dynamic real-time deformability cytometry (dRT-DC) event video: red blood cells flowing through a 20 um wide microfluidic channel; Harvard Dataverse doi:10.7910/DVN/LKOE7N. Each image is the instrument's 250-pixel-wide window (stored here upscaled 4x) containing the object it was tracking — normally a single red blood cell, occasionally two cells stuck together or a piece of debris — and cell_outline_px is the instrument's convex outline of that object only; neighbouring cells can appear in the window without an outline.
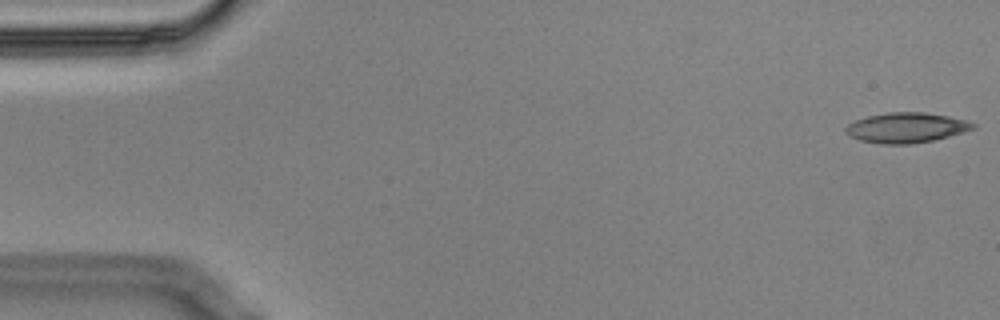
{"species": "Egyptian fruit bat (a non-hibernating species)", "species_latin": "Rousettus aegyptiacus", "temperature_condition": "cold", "stored_images_in_passage": 6, "camera_frame_rate_fps": 3000, "um_per_image_px": 0.085, "animal": {"sex": "male"}, "frame": {"image": 1, "passage_image": 1, "time_ms": 0.0, "image_size_px": [1000, 320], "cell_outline_px": [[976, 128], [964, 132], [932, 140], [908, 144], [880, 144], [860, 140], [848, 136], [844, 132], [844, 128], [848, 124], [856, 120], [868, 116], [888, 112], [924, 112], [948, 116], [964, 120], [976, 124]], "centroid_in_image_um": [77.0, 10.85], "position_along_channel_um": 8.0, "area_um2": 22.31}}
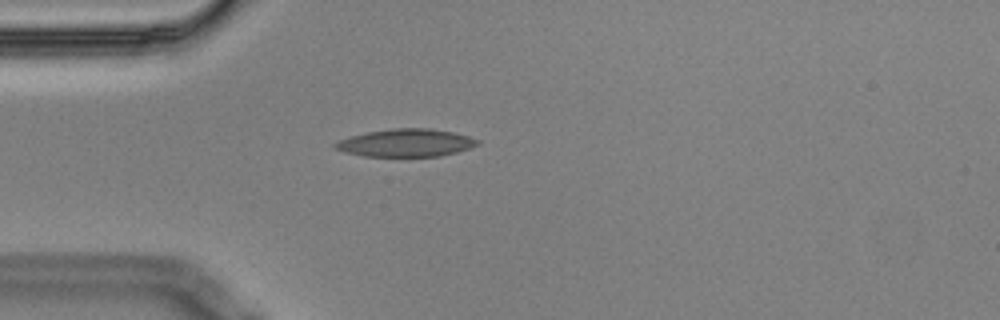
{"frame": {"image": 2, "passage_image": 5, "time_ms": 1.333, "image_size_px": [1000, 320], "cell_outline_px": [[480, 144], [456, 152], [440, 156], [364, 156], [344, 152], [332, 148], [332, 144], [340, 140], [352, 136], [368, 132], [392, 128], [428, 128], [452, 132], [468, 136], [480, 140]], "centroid_in_image_um": [34.49, 12.14], "position_along_channel_um": 50.5, "area_um2": 22.89}}